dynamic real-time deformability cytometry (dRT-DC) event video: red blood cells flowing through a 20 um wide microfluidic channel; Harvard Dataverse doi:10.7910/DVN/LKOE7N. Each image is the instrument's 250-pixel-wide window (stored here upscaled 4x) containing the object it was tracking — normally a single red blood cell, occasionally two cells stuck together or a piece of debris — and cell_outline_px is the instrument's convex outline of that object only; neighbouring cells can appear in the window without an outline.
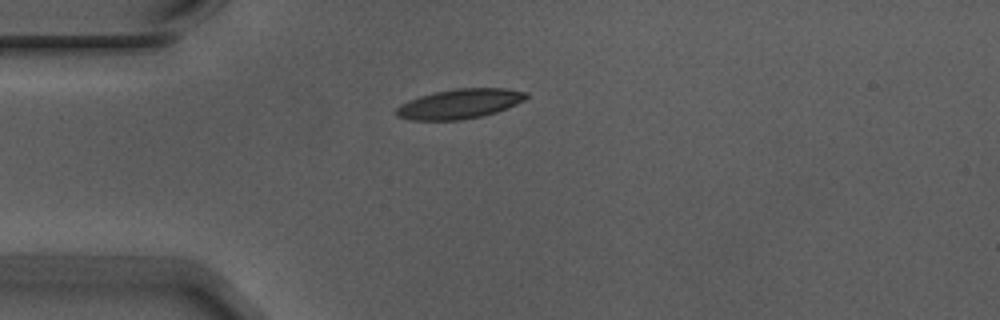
{"species": "Egyptian fruit bat (a non-hibernating species)", "species_latin": "Rousettus aegyptiacus", "temperature_condition": "warm", "stored_images_in_passage": 42, "camera_frame_rate_fps": 3000, "um_per_image_px": 0.085, "animal": {"sex": "male"}, "frame": {"image": 1, "passage_image": 1, "time_ms": 0.0, "image_size_px": [1000, 320], "cell_outline_px": [[528, 96], [524, 100], [516, 104], [496, 112], [480, 116], [460, 120], [408, 120], [396, 116], [396, 108], [400, 104], [420, 96], [436, 92], [456, 88], [504, 88], [528, 92]], "centroid_in_image_um": [39.06, 8.82], "position_along_channel_um": 45.9, "area_um2": 22.37}}
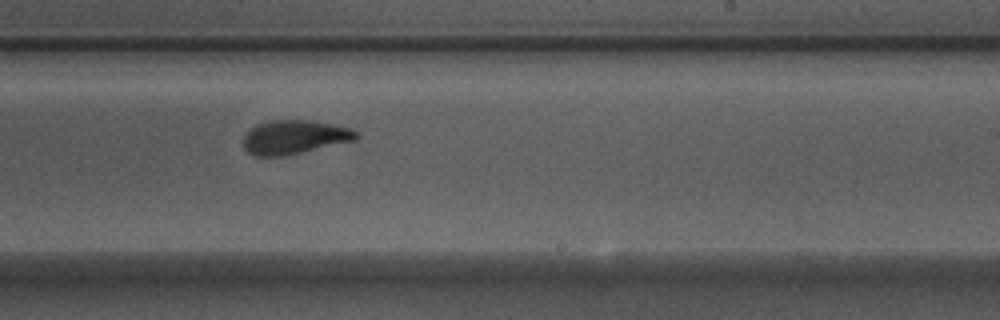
{"frame": {"image": 2, "passage_image": 20, "time_ms": 6.333, "image_size_px": [1000, 320], "cell_outline_px": [[360, 136], [356, 140], [284, 156], [252, 156], [244, 148], [244, 136], [248, 128], [256, 124], [268, 120], [312, 120], [352, 128]], "centroid_in_image_um": [25.0, 11.64], "position_along_channel_um": 264.0, "area_um2": 22.54}}
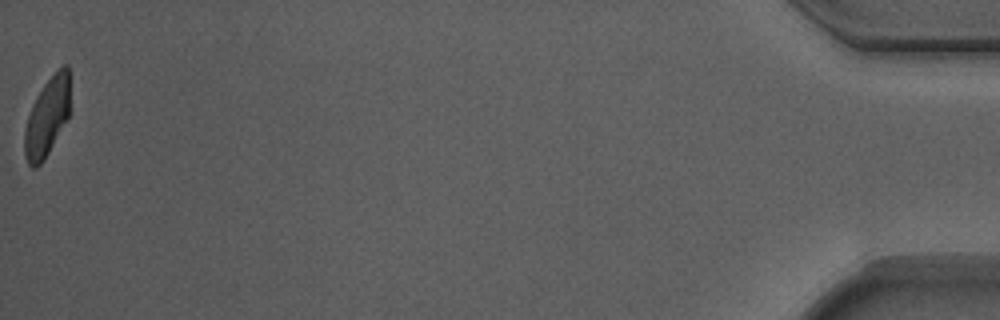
{"frame": {"image": 3, "passage_image": 42, "time_ms": 13.667, "image_size_px": [1000, 320], "cell_outline_px": [[68, 116], [44, 160], [36, 168], [32, 168], [28, 164], [24, 156], [24, 128], [32, 104], [44, 84], [64, 64], [68, 64]], "centroid_in_image_um": [3.95, 10.0], "position_along_channel_um": 431.2, "area_um2": 20.29}, "authors_computed_cell_mechanics": {"area_um2": 22.5998, "velocity_mm_per_s": 3.7109, "shape_relaxation_time_tau1_ms": 4.1197, "shape_relaxation_time_tau2_ms": 1.7159, "deformation_change_tau1": 0.1671, "deformation_change_tau2": 0.0781}}